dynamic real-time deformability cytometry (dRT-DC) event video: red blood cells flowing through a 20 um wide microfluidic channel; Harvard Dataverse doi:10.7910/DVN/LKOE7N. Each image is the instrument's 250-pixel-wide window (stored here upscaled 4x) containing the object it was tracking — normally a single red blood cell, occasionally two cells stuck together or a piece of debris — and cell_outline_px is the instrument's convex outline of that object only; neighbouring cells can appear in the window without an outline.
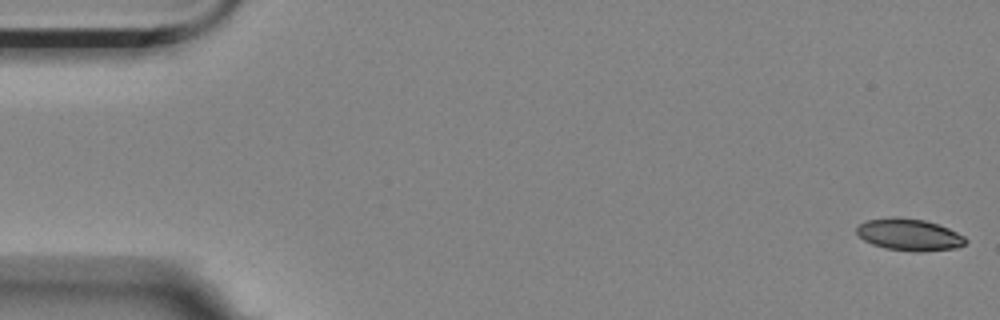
{"species": "Egyptian fruit bat (a non-hibernating species)", "species_latin": "Rousettus aegyptiacus", "temperature_condition": "room temperature", "stored_images_in_passage": 13, "camera_frame_rate_fps": 3000, "um_per_image_px": 0.085, "animal": {"sex": "female"}, "frame": {"image": 1, "passage_image": 1, "time_ms": 0.0, "image_size_px": [1000, 320], "cell_outline_px": [[968, 240], [964, 244], [956, 248], [920, 252], [916, 252], [884, 248], [872, 244], [864, 240], [856, 232], [856, 228], [860, 224], [868, 220], [892, 216], [896, 216], [924, 220], [948, 228], [964, 236]], "centroid_in_image_um": [77.28, 19.95], "position_along_channel_um": 7.7, "area_um2": 20.23}}